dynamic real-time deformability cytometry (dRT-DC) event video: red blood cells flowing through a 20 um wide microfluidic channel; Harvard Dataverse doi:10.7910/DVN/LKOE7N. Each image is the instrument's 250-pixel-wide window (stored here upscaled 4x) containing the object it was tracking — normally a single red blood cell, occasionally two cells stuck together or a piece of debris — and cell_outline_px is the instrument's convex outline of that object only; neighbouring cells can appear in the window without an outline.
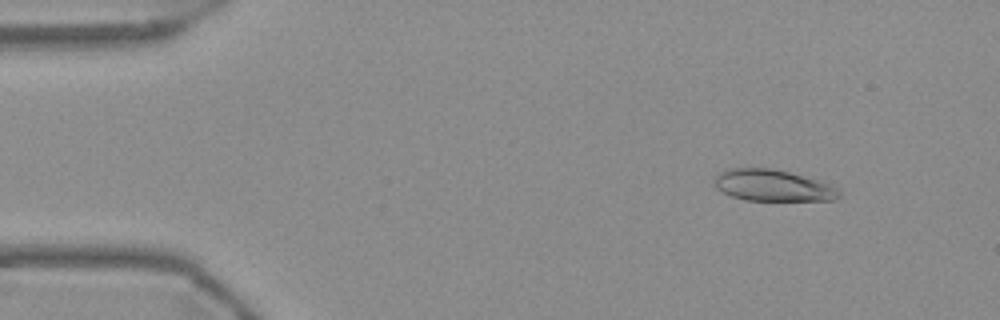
{"species": "Egyptian fruit bat (a non-hibernating species)", "species_latin": "Rousettus aegyptiacus", "temperature_condition": "warm", "stored_images_in_passage": 54, "camera_frame_rate_fps": 3000, "um_per_image_px": 0.085, "frame": {"image": 1, "passage_image": 6, "time_ms": 1.667, "image_size_px": [1000, 320], "cell_outline_px": [[840, 196], [836, 200], [744, 200], [732, 196], [716, 188], [712, 184], [712, 180], [724, 168], [772, 168], [820, 180], [836, 188], [840, 192]], "centroid_in_image_um": [65.64, 15.76], "position_along_channel_um": 19.4, "area_um2": 22.95}}
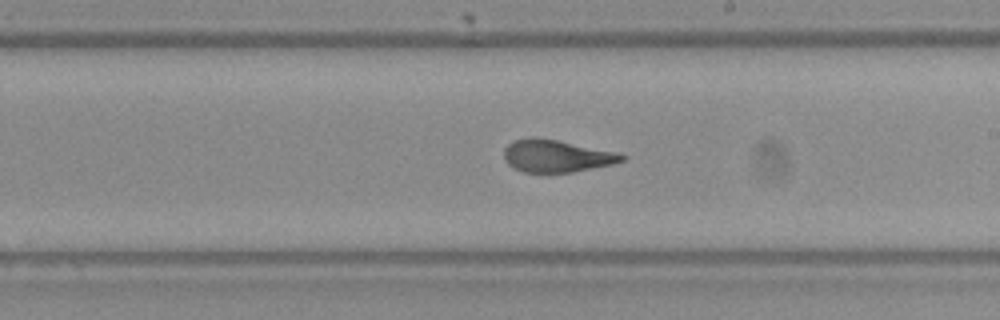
{"frame": {"image": 2, "passage_image": 31, "time_ms": 10.0, "image_size_px": [1000, 320], "cell_outline_px": [[628, 156], [624, 160], [612, 164], [572, 172], [524, 172], [508, 164], [504, 160], [504, 148], [508, 144], [516, 140], [528, 136], [532, 136], [556, 140], [620, 152]], "centroid_in_image_um": [47.32, 13.24], "position_along_channel_um": 241.7, "area_um2": 22.25}}
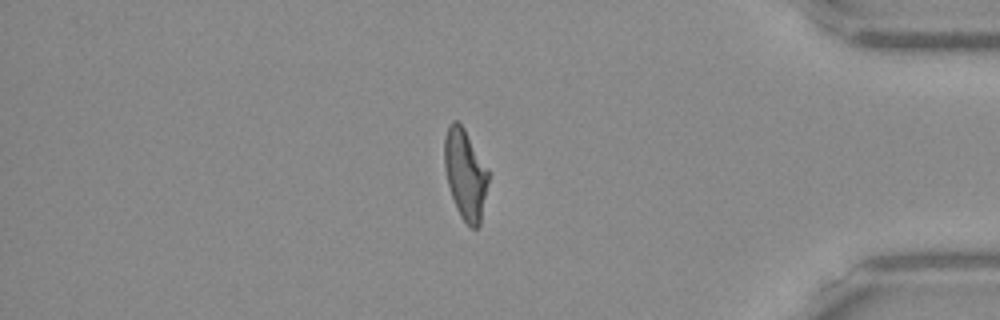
{"frame": {"image": 3, "passage_image": 46, "time_ms": 15.0, "image_size_px": [1000, 320], "cell_outline_px": [[488, 184], [480, 224], [476, 228], [472, 228], [460, 216], [456, 208], [448, 184], [444, 168], [444, 136], [448, 124], [452, 120], [456, 120], [464, 128], [488, 168]], "centroid_in_image_um": [39.54, 14.78], "position_along_channel_um": 395.7, "area_um2": 23.12}, "authors_computed_cell_mechanics": {"area_um2": 23.2067, "velocity_mm_per_s": 3.7266, "shape_relaxation_time_tau1_ms": 10.5557, "shape_relaxation_time_tau2_ms": 1.3191, "deformation_change_tau1": 0.3054, "deformation_change_tau2": 0.0798}}